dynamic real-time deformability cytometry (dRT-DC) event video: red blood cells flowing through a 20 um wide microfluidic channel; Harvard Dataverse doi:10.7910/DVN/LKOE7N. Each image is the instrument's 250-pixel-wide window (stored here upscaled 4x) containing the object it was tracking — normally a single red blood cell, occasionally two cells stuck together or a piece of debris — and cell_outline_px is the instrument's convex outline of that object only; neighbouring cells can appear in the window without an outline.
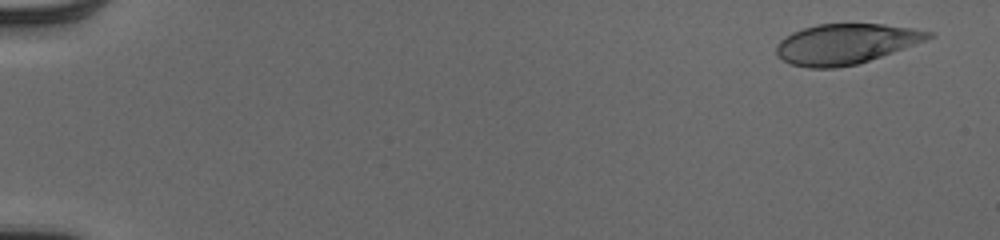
{"species": "human", "species_latin": "Homo sapiens", "temperature_condition": "cold", "stored_images_in_passage": 52, "camera_frame_rate_fps": 3000, "um_per_image_px": 0.085, "donor": {"sex": "male"}, "frame": {"image": 1, "passage_image": 3, "time_ms": 0.667, "image_size_px": [1000, 240], "cell_outline_px": [[932, 36], [924, 40], [892, 52], [856, 64], [836, 68], [808, 68], [792, 64], [784, 60], [776, 52], [776, 48], [780, 40], [784, 36], [792, 32], [816, 24], [884, 24], [912, 28], [932, 32]], "centroid_in_image_um": [71.83, 3.72], "position_along_channel_um": 13.2, "area_um2": 35.08}}
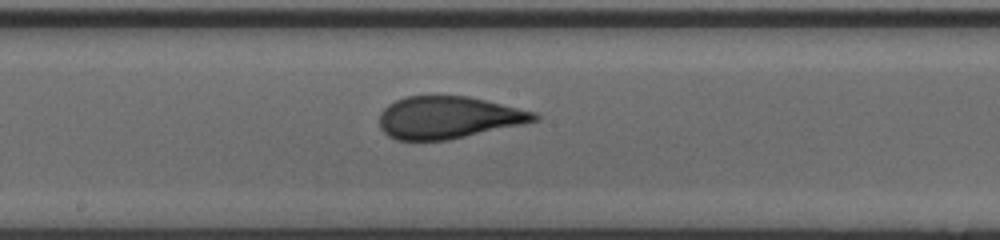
{"frame": {"image": 2, "passage_image": 30, "time_ms": 9.667, "image_size_px": [1000, 240], "cell_outline_px": [[540, 120], [524, 124], [448, 140], [396, 140], [388, 136], [380, 128], [380, 112], [388, 104], [404, 96], [468, 96], [536, 112], [540, 116]], "centroid_in_image_um": [38.11, 9.99], "position_along_channel_um": 210.1, "area_um2": 38.21}}
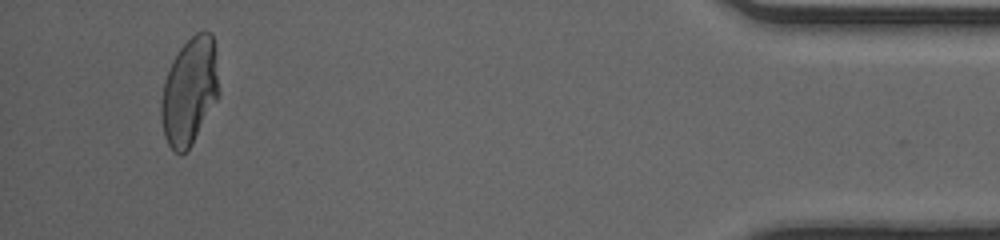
{"frame": {"image": 3, "passage_image": 50, "time_ms": 16.333, "image_size_px": [1000, 240], "cell_outline_px": [[220, 96], [192, 144], [180, 156], [168, 144], [164, 136], [160, 112], [160, 100], [164, 80], [168, 68], [172, 60], [180, 48], [196, 32], [212, 32], [216, 52], [220, 92]], "centroid_in_image_um": [16.12, 7.75], "position_along_channel_um": 419.1, "area_um2": 36.59}, "authors_computed_cell_mechanics": {"area_um2": 37.7434, "velocity_mm_per_s": 4.0499, "shape_relaxation_time_tau1_ms": 4.6246, "shape_relaxation_time_tau2_ms": 0.7194, "deformation_change_tau1": 0.1987, "deformation_change_tau2": 0.0624}}